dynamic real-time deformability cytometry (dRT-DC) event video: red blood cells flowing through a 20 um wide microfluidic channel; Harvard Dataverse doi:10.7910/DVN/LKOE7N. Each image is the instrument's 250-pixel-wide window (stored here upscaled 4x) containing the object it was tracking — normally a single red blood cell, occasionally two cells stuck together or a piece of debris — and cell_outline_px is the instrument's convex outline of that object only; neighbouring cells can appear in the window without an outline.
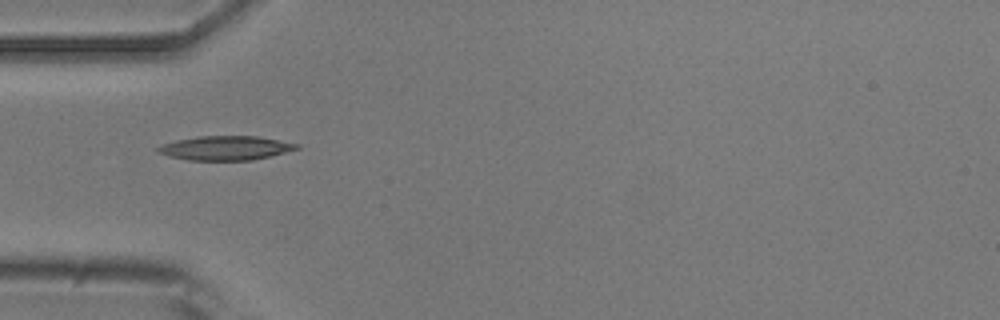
{"species": "common noctule bat (a hibernating species)", "species_latin": "Nyctalus noctula", "temperature_condition": "room temperature", "stored_images_in_passage": 10, "camera_frame_rate_fps": 3000, "um_per_image_px": 0.085, "animal": {"sex": "male", "body_mass_g": 20.5, "forearm_length_mm": 52.5}, "frame": {"image": 1, "passage_image": 4, "time_ms": 3.333, "image_size_px": [1000, 320], "cell_outline_px": [[300, 148], [252, 160], [188, 160], [168, 156], [156, 152], [156, 148], [160, 144], [176, 140], [200, 136], [260, 136], [300, 144]], "centroid_in_image_um": [19.13, 12.57], "position_along_channel_um": 65.9, "area_um2": 19.59}}
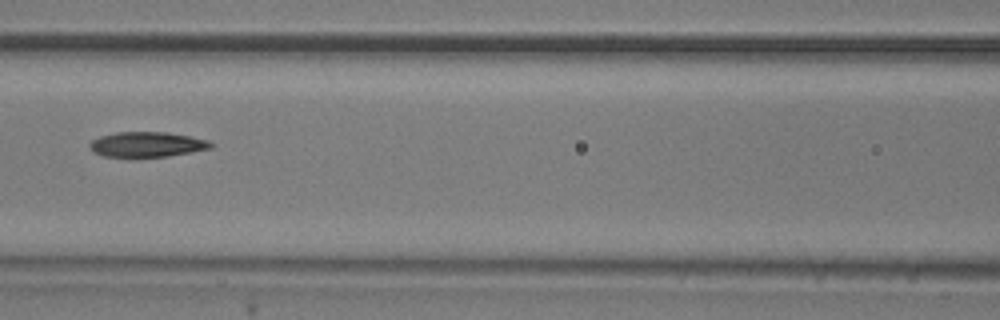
{"frame": {"image": 2, "passage_image": 6, "time_ms": 5.667, "image_size_px": [1000, 320], "cell_outline_px": [[212, 148], [192, 152], [168, 156], [104, 156], [96, 152], [88, 144], [92, 140], [100, 136], [116, 132], [168, 132], [192, 136], [208, 140], [212, 144]], "centroid_in_image_um": [12.54, 12.26], "position_along_channel_um": 154.1, "area_um2": 17.51}}
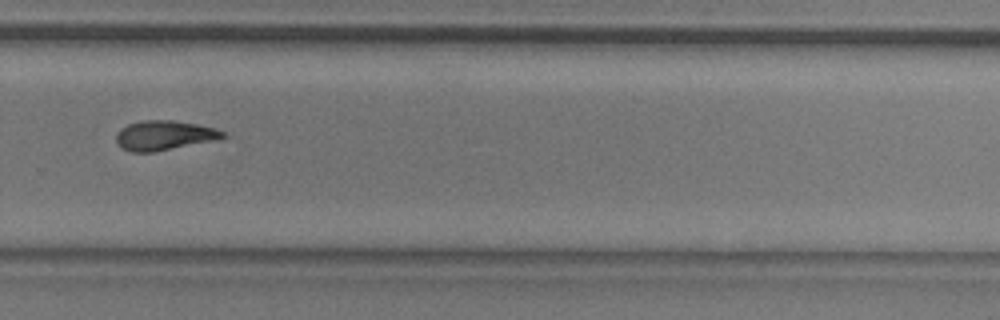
{"frame": {"image": 3, "passage_image": 10, "time_ms": 10.0, "image_size_px": [1000, 320], "cell_outline_px": [[224, 136], [212, 140], [152, 152], [132, 152], [120, 148], [116, 144], [116, 132], [120, 128], [128, 124], [144, 120], [172, 120], [196, 124], [212, 128], [224, 132]], "centroid_in_image_um": [13.83, 11.5], "position_along_channel_um": 316.0, "area_um2": 18.03}}